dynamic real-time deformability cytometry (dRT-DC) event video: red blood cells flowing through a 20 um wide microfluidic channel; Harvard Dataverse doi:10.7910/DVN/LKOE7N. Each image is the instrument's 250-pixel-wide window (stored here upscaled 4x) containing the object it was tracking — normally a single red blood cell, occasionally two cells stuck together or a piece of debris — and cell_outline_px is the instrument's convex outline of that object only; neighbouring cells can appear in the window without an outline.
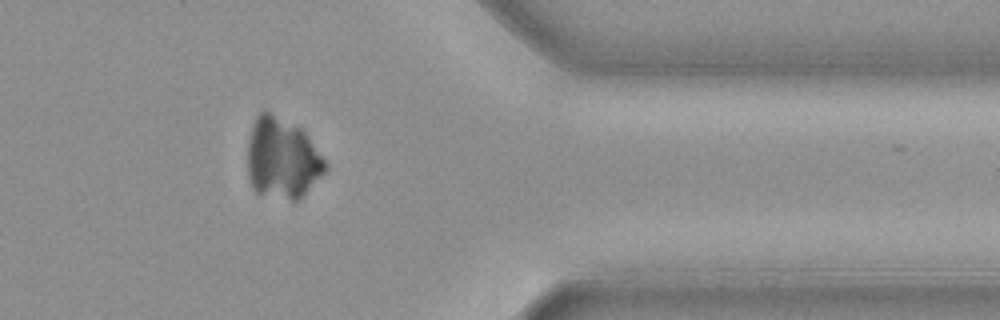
{"species": "common noctule bat (a hibernating species)", "species_latin": "Nyctalus noctula", "temperature_condition": "cold", "stored_images_in_passage": 33, "camera_frame_rate_fps": 3000, "um_per_image_px": 0.085, "animal": {"sex": "female", "body_mass_g": 19.3, "forearm_length_mm": 54.1}, "frame": {"image": 1, "passage_image": 29, "time_ms": 9.333, "image_size_px": [1000, 320], "cell_outline_px": [[328, 168], [296, 200], [292, 200], [256, 192], [252, 188], [248, 176], [248, 140], [252, 124], [256, 116], [260, 112], [268, 112], [300, 128], [304, 132], [328, 164]], "centroid_in_image_um": [23.95, 13.45], "position_along_channel_um": 387.4, "area_um2": 35.84}}